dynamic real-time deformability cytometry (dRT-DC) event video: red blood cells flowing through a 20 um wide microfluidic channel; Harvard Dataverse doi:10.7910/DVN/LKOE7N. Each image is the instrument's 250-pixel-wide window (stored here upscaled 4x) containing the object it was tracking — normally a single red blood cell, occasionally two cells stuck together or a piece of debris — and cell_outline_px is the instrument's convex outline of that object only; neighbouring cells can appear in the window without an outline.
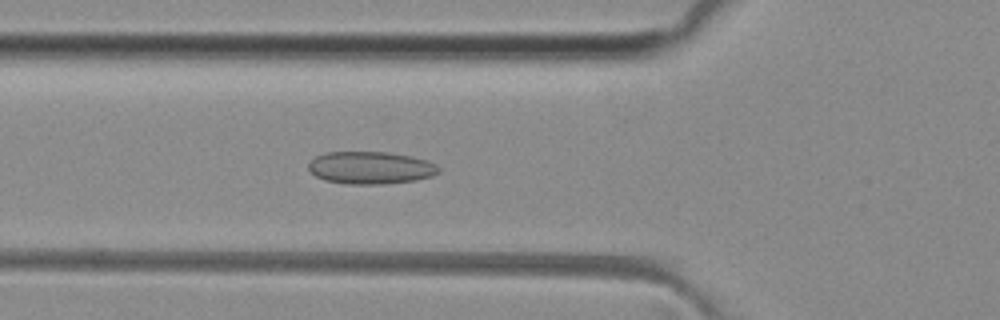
{"species": "common noctule bat (a hibernating species)", "species_latin": "Nyctalus noctula", "temperature_condition": "room temperature", "stored_images_in_passage": 50, "camera_frame_rate_fps": 3000, "um_per_image_px": 0.085, "animal": {"sex": "female", "body_mass_g": 29.2, "forearm_length_mm": 56.3}, "frame": {"image": 1, "passage_image": 18, "time_ms": 5.667, "image_size_px": [1000, 320], "cell_outline_px": [[440, 172], [432, 176], [416, 180], [384, 184], [348, 184], [324, 180], [316, 176], [308, 168], [308, 164], [316, 156], [324, 152], [388, 152], [412, 156], [428, 160], [436, 164], [440, 168]], "centroid_in_image_um": [31.53, 14.25], "position_along_channel_um": 94.3, "area_um2": 24.8}}
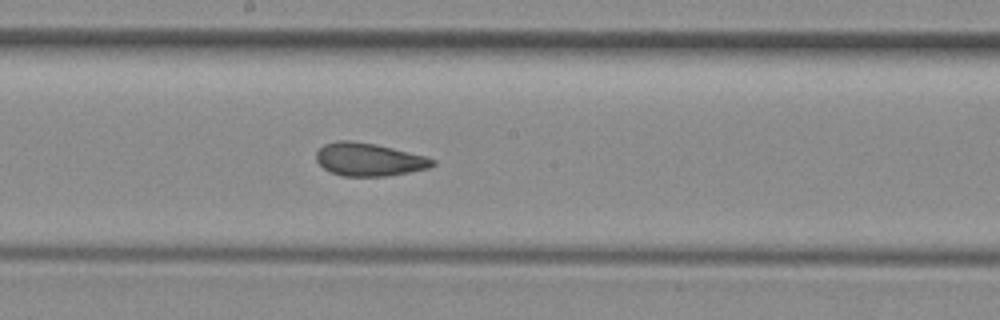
{"frame": {"image": 2, "passage_image": 27, "time_ms": 8.667, "image_size_px": [1000, 320], "cell_outline_px": [[436, 164], [428, 168], [388, 176], [344, 176], [332, 172], [324, 168], [316, 160], [316, 152], [324, 144], [336, 140], [348, 140], [376, 144], [424, 156], [436, 160]], "centroid_in_image_um": [31.35, 13.55], "position_along_channel_um": 216.9, "area_um2": 22.2}}
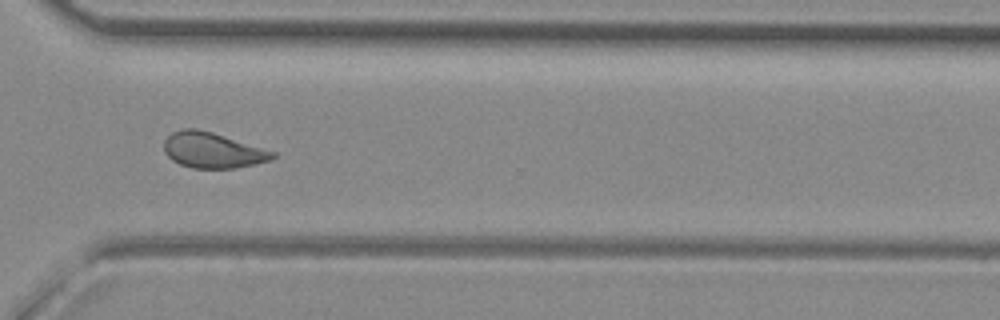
{"frame": {"image": 3, "passage_image": 37, "time_ms": 12.0, "image_size_px": [1000, 320], "cell_outline_px": [[276, 156], [272, 160], [236, 168], [192, 168], [180, 164], [172, 160], [164, 152], [164, 140], [172, 132], [184, 128], [196, 128], [212, 132], [276, 152]], "centroid_in_image_um": [18.06, 12.77], "position_along_channel_um": 352.5, "area_um2": 22.48}, "authors_computed_cell_mechanics": {"area_um2": 23.2356, "velocity_mm_per_s": 4.0682, "shape_relaxation_time_tau1_ms": null, "shape_relaxation_time_tau2_ms": 1.3835, "deformation_change_tau1": null, "deformation_change_tau2": 0.0763}}